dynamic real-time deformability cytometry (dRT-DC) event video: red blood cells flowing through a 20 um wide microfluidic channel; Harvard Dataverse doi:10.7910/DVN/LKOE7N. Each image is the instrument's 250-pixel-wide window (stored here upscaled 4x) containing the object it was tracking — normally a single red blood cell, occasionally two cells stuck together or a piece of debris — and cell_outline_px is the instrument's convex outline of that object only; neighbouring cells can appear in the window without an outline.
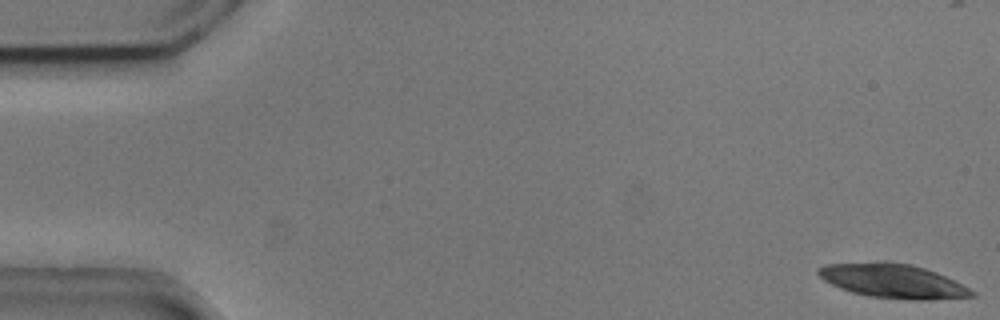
{"species": "common noctule bat (a hibernating species)", "species_latin": "Nyctalus noctula", "temperature_condition": "cold", "stored_images_in_passage": 5, "camera_frame_rate_fps": 3000, "um_per_image_px": 0.085, "animal": {"sex": "male", "body_mass_g": 20.5, "forearm_length_mm": 52.5}, "frame": {"image": 1, "passage_image": 1, "time_ms": 0.0, "image_size_px": [1000, 320], "cell_outline_px": [[976, 296], [932, 300], [912, 300], [868, 296], [852, 292], [840, 288], [824, 280], [816, 272], [816, 268], [824, 264], [880, 260], [888, 260], [912, 264], [936, 272], [976, 292]], "centroid_in_image_um": [75.85, 23.86], "position_along_channel_um": 9.2, "area_um2": 30.92}}